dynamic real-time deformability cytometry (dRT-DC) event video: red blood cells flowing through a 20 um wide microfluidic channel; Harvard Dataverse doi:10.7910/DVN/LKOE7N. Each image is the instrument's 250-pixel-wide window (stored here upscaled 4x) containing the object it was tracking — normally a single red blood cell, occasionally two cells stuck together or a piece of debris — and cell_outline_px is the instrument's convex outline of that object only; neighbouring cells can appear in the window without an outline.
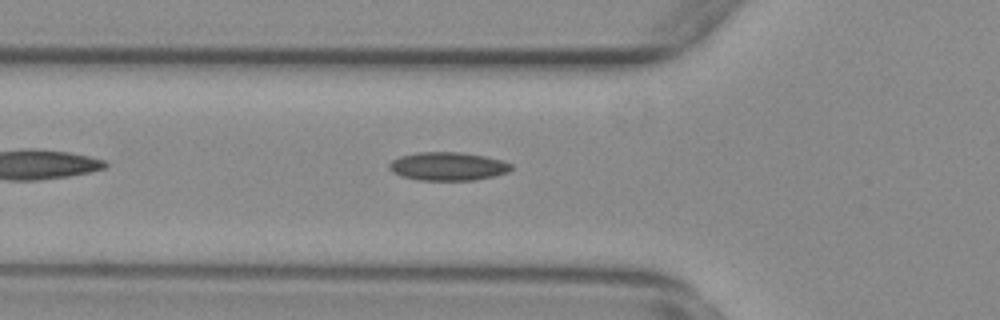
{"species": "common noctule bat (a hibernating species)", "species_latin": "Nyctalus noctula", "temperature_condition": "warm", "stored_images_in_passage": 40, "camera_frame_rate_fps": 3000, "um_per_image_px": 0.085, "animal": {"sex": "female", "body_mass_g": 29.2, "forearm_length_mm": 56.3}, "frame": {"image": 1, "passage_image": 6, "time_ms": 1.667, "image_size_px": [1000, 320], "cell_outline_px": [[512, 168], [508, 172], [492, 176], [472, 180], [416, 180], [392, 172], [388, 168], [388, 164], [392, 160], [400, 156], [420, 152], [460, 152], [484, 156], [500, 160], [512, 164]], "centroid_in_image_um": [38.04, 14.13], "position_along_channel_um": 87.8, "area_um2": 20.0}}
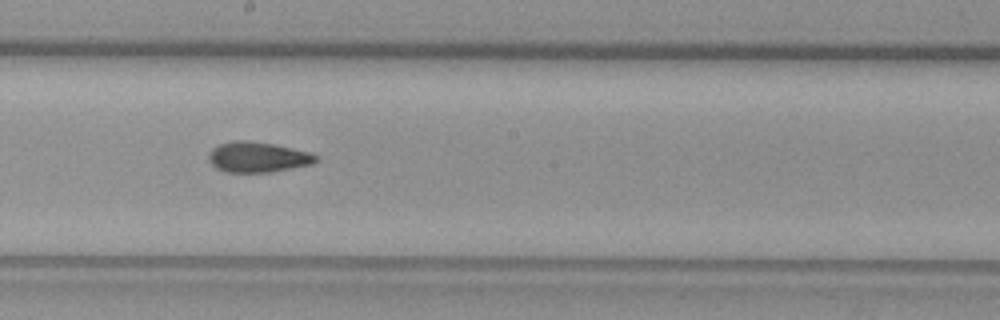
{"frame": {"image": 2, "passage_image": 17, "time_ms": 5.333, "image_size_px": [1000, 320], "cell_outline_px": [[320, 160], [312, 164], [272, 172], [224, 172], [216, 168], [208, 160], [208, 156], [212, 148], [220, 144], [232, 140], [248, 140], [272, 144], [312, 152], [320, 156]], "centroid_in_image_um": [21.94, 13.35], "position_along_channel_um": 226.3, "area_um2": 19.25}}
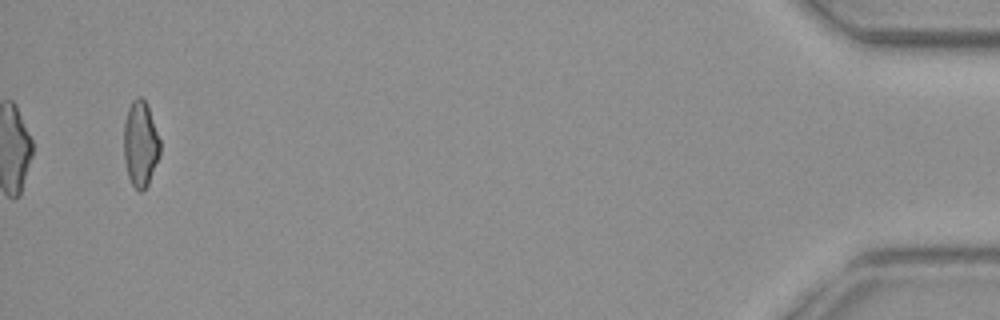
{"frame": {"image": 3, "passage_image": 40, "time_ms": 13.0, "image_size_px": [1000, 320], "cell_outline_px": [[160, 156], [148, 184], [140, 192], [132, 184], [128, 176], [124, 160], [124, 120], [128, 108], [132, 100], [136, 96], [140, 96], [148, 104], [160, 140]], "centroid_in_image_um": [11.94, 12.19], "position_along_channel_um": 423.3, "area_um2": 18.26}, "authors_computed_cell_mechanics": {"area_um2": 18.9584, "velocity_mm_per_s": 3.7695, "shape_relaxation_time_tau1_ms": null, "shape_relaxation_time_tau2_ms": 2.4907, "deformation_change_tau1": null, "deformation_change_tau2": 0.0872}}